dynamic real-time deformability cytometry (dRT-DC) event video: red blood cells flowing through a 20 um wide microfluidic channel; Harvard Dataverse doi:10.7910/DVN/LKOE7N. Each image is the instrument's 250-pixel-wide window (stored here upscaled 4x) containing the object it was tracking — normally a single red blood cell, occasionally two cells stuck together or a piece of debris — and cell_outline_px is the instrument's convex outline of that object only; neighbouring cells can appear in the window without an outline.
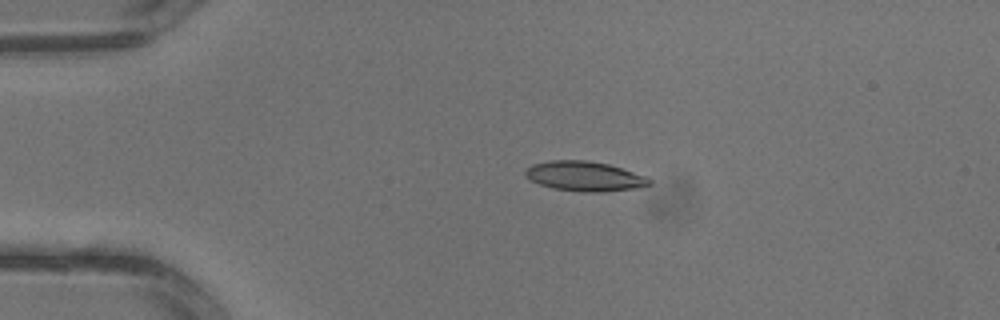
{"species": "common noctule bat (a hibernating species)", "species_latin": "Nyctalus noctula", "temperature_condition": "warm", "stored_images_in_passage": 4, "camera_frame_rate_fps": 3000, "um_per_image_px": 0.085, "animal": {"sex": "male", "body_mass_g": 13.3}, "frame": {"image": 1, "passage_image": 3, "time_ms": 0.667, "image_size_px": [1000, 320], "cell_outline_px": [[652, 184], [636, 188], [604, 192], [580, 192], [552, 188], [540, 184], [524, 176], [524, 172], [532, 164], [548, 160], [588, 160], [608, 164], [648, 176], [652, 180]], "centroid_in_image_um": [49.71, 14.98], "position_along_channel_um": 35.3, "area_um2": 21.73}}
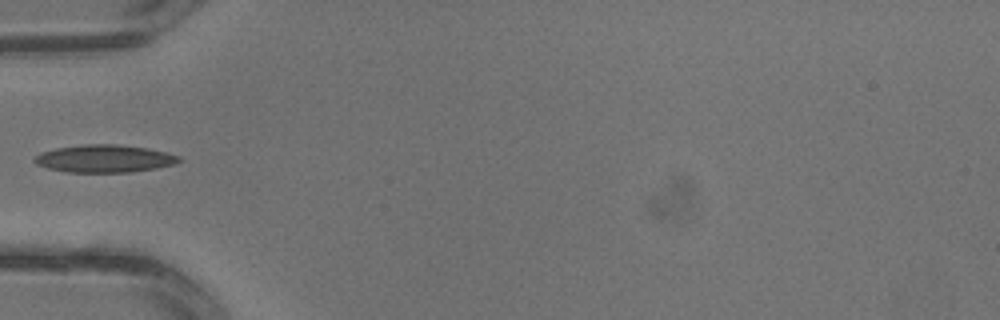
{"frame": {"image": 2, "passage_image": 4, "time_ms": 1.0, "image_size_px": [1000, 320], "cell_outline_px": [[184, 160], [176, 164], [156, 168], [132, 172], [64, 172], [48, 168], [36, 164], [32, 160], [40, 152], [56, 148], [84, 144], [116, 144], [148, 148], [168, 152], [180, 156]], "centroid_in_image_um": [8.91, 13.48], "position_along_channel_um": 76.1, "area_um2": 23.52}}